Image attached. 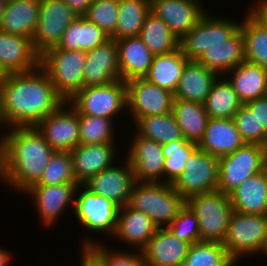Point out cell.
<instances>
[{"mask_svg":"<svg viewBox=\"0 0 267 266\" xmlns=\"http://www.w3.org/2000/svg\"><path fill=\"white\" fill-rule=\"evenodd\" d=\"M63 102L40 65L31 71L7 74L0 86V117L5 129L36 126Z\"/></svg>","mask_w":267,"mask_h":266,"instance_id":"cell-1","label":"cell"},{"mask_svg":"<svg viewBox=\"0 0 267 266\" xmlns=\"http://www.w3.org/2000/svg\"><path fill=\"white\" fill-rule=\"evenodd\" d=\"M6 130L0 181L10 189L25 192L39 181L54 150L35 126Z\"/></svg>","mask_w":267,"mask_h":266,"instance_id":"cell-2","label":"cell"},{"mask_svg":"<svg viewBox=\"0 0 267 266\" xmlns=\"http://www.w3.org/2000/svg\"><path fill=\"white\" fill-rule=\"evenodd\" d=\"M129 205L147 215L158 228H167L185 205V200L168 183L136 182Z\"/></svg>","mask_w":267,"mask_h":266,"instance_id":"cell-3","label":"cell"},{"mask_svg":"<svg viewBox=\"0 0 267 266\" xmlns=\"http://www.w3.org/2000/svg\"><path fill=\"white\" fill-rule=\"evenodd\" d=\"M86 51L49 48L40 56V66L48 74L56 92L70 100L83 88Z\"/></svg>","mask_w":267,"mask_h":266,"instance_id":"cell-4","label":"cell"},{"mask_svg":"<svg viewBox=\"0 0 267 266\" xmlns=\"http://www.w3.org/2000/svg\"><path fill=\"white\" fill-rule=\"evenodd\" d=\"M185 204L199 221L201 241L222 243L233 213L229 195L215 190L191 196Z\"/></svg>","mask_w":267,"mask_h":266,"instance_id":"cell-5","label":"cell"},{"mask_svg":"<svg viewBox=\"0 0 267 266\" xmlns=\"http://www.w3.org/2000/svg\"><path fill=\"white\" fill-rule=\"evenodd\" d=\"M266 239L267 214L254 215L233 211L222 245L227 254L237 263L240 258L247 255L259 252L261 254Z\"/></svg>","mask_w":267,"mask_h":266,"instance_id":"cell-6","label":"cell"},{"mask_svg":"<svg viewBox=\"0 0 267 266\" xmlns=\"http://www.w3.org/2000/svg\"><path fill=\"white\" fill-rule=\"evenodd\" d=\"M267 147L245 144L233 153L218 159L217 190L229 195L247 178L264 170Z\"/></svg>","mask_w":267,"mask_h":266,"instance_id":"cell-7","label":"cell"},{"mask_svg":"<svg viewBox=\"0 0 267 266\" xmlns=\"http://www.w3.org/2000/svg\"><path fill=\"white\" fill-rule=\"evenodd\" d=\"M68 102L78 114L113 120L127 108L126 82L119 79L105 85L83 87Z\"/></svg>","mask_w":267,"mask_h":266,"instance_id":"cell-8","label":"cell"},{"mask_svg":"<svg viewBox=\"0 0 267 266\" xmlns=\"http://www.w3.org/2000/svg\"><path fill=\"white\" fill-rule=\"evenodd\" d=\"M241 22L210 16L206 12L180 40L179 49L188 60H197L211 45L223 44L240 30Z\"/></svg>","mask_w":267,"mask_h":266,"instance_id":"cell-9","label":"cell"},{"mask_svg":"<svg viewBox=\"0 0 267 266\" xmlns=\"http://www.w3.org/2000/svg\"><path fill=\"white\" fill-rule=\"evenodd\" d=\"M218 158L199 147L186 161L181 175L172 184L186 201L189 197L217 190Z\"/></svg>","mask_w":267,"mask_h":266,"instance_id":"cell-10","label":"cell"},{"mask_svg":"<svg viewBox=\"0 0 267 266\" xmlns=\"http://www.w3.org/2000/svg\"><path fill=\"white\" fill-rule=\"evenodd\" d=\"M78 15L63 0H41L38 23L32 38L35 51L41 56L57 46L62 34Z\"/></svg>","mask_w":267,"mask_h":266,"instance_id":"cell-11","label":"cell"},{"mask_svg":"<svg viewBox=\"0 0 267 266\" xmlns=\"http://www.w3.org/2000/svg\"><path fill=\"white\" fill-rule=\"evenodd\" d=\"M127 111L132 121L146 116L162 115L172 111L174 94L145 78L126 81Z\"/></svg>","mask_w":267,"mask_h":266,"instance_id":"cell-12","label":"cell"},{"mask_svg":"<svg viewBox=\"0 0 267 266\" xmlns=\"http://www.w3.org/2000/svg\"><path fill=\"white\" fill-rule=\"evenodd\" d=\"M82 191L75 194L74 209L79 223L91 232L115 234L119 206L112 200L90 192L83 185ZM80 194V195H79Z\"/></svg>","mask_w":267,"mask_h":266,"instance_id":"cell-13","label":"cell"},{"mask_svg":"<svg viewBox=\"0 0 267 266\" xmlns=\"http://www.w3.org/2000/svg\"><path fill=\"white\" fill-rule=\"evenodd\" d=\"M35 127L54 151H70L79 144V114L68 101Z\"/></svg>","mask_w":267,"mask_h":266,"instance_id":"cell-14","label":"cell"},{"mask_svg":"<svg viewBox=\"0 0 267 266\" xmlns=\"http://www.w3.org/2000/svg\"><path fill=\"white\" fill-rule=\"evenodd\" d=\"M123 163L125 165L118 164L104 169L82 185L90 192L112 200L119 207L129 204L133 186L137 181L129 161L125 159Z\"/></svg>","mask_w":267,"mask_h":266,"instance_id":"cell-15","label":"cell"},{"mask_svg":"<svg viewBox=\"0 0 267 266\" xmlns=\"http://www.w3.org/2000/svg\"><path fill=\"white\" fill-rule=\"evenodd\" d=\"M127 160L133 168L137 182L164 183L165 157L162 144L133 134Z\"/></svg>","mask_w":267,"mask_h":266,"instance_id":"cell-16","label":"cell"},{"mask_svg":"<svg viewBox=\"0 0 267 266\" xmlns=\"http://www.w3.org/2000/svg\"><path fill=\"white\" fill-rule=\"evenodd\" d=\"M78 183H65L59 185L34 184L24 193L31 196L38 209L39 218L43 226L49 227L64 214L69 204L74 205L75 194L80 190ZM61 214V215H60Z\"/></svg>","mask_w":267,"mask_h":266,"instance_id":"cell-17","label":"cell"},{"mask_svg":"<svg viewBox=\"0 0 267 266\" xmlns=\"http://www.w3.org/2000/svg\"><path fill=\"white\" fill-rule=\"evenodd\" d=\"M199 0H150V11L180 40L207 12Z\"/></svg>","mask_w":267,"mask_h":266,"instance_id":"cell-18","label":"cell"},{"mask_svg":"<svg viewBox=\"0 0 267 266\" xmlns=\"http://www.w3.org/2000/svg\"><path fill=\"white\" fill-rule=\"evenodd\" d=\"M120 79L116 40L110 38L104 44L86 52L83 68V87L105 85Z\"/></svg>","mask_w":267,"mask_h":266,"instance_id":"cell-19","label":"cell"},{"mask_svg":"<svg viewBox=\"0 0 267 266\" xmlns=\"http://www.w3.org/2000/svg\"><path fill=\"white\" fill-rule=\"evenodd\" d=\"M115 145V143L78 144L70 150L73 173L79 185L104 169L117 164L114 162L115 156H118Z\"/></svg>","mask_w":267,"mask_h":266,"instance_id":"cell-20","label":"cell"},{"mask_svg":"<svg viewBox=\"0 0 267 266\" xmlns=\"http://www.w3.org/2000/svg\"><path fill=\"white\" fill-rule=\"evenodd\" d=\"M39 65L40 55L32 39L0 30V67L6 75L31 71Z\"/></svg>","mask_w":267,"mask_h":266,"instance_id":"cell-21","label":"cell"},{"mask_svg":"<svg viewBox=\"0 0 267 266\" xmlns=\"http://www.w3.org/2000/svg\"><path fill=\"white\" fill-rule=\"evenodd\" d=\"M189 246L168 228L157 229L141 250L144 266H182Z\"/></svg>","mask_w":267,"mask_h":266,"instance_id":"cell-22","label":"cell"},{"mask_svg":"<svg viewBox=\"0 0 267 266\" xmlns=\"http://www.w3.org/2000/svg\"><path fill=\"white\" fill-rule=\"evenodd\" d=\"M245 144L236 129L233 118H209L203 139L199 142L198 147L219 159L233 153Z\"/></svg>","mask_w":267,"mask_h":266,"instance_id":"cell-23","label":"cell"},{"mask_svg":"<svg viewBox=\"0 0 267 266\" xmlns=\"http://www.w3.org/2000/svg\"><path fill=\"white\" fill-rule=\"evenodd\" d=\"M157 229L147 215L127 204L119 207L116 231L111 237H118L141 251Z\"/></svg>","mask_w":267,"mask_h":266,"instance_id":"cell-24","label":"cell"},{"mask_svg":"<svg viewBox=\"0 0 267 266\" xmlns=\"http://www.w3.org/2000/svg\"><path fill=\"white\" fill-rule=\"evenodd\" d=\"M40 3L41 0H7L0 30L32 39L38 23Z\"/></svg>","mask_w":267,"mask_h":266,"instance_id":"cell-25","label":"cell"},{"mask_svg":"<svg viewBox=\"0 0 267 266\" xmlns=\"http://www.w3.org/2000/svg\"><path fill=\"white\" fill-rule=\"evenodd\" d=\"M226 75L242 104L267 95V68L245 60Z\"/></svg>","mask_w":267,"mask_h":266,"instance_id":"cell-26","label":"cell"},{"mask_svg":"<svg viewBox=\"0 0 267 266\" xmlns=\"http://www.w3.org/2000/svg\"><path fill=\"white\" fill-rule=\"evenodd\" d=\"M120 79L144 78L152 64L153 54L139 36L116 40Z\"/></svg>","mask_w":267,"mask_h":266,"instance_id":"cell-27","label":"cell"},{"mask_svg":"<svg viewBox=\"0 0 267 266\" xmlns=\"http://www.w3.org/2000/svg\"><path fill=\"white\" fill-rule=\"evenodd\" d=\"M233 211L243 214H267V174L265 170L247 178L229 194Z\"/></svg>","mask_w":267,"mask_h":266,"instance_id":"cell-28","label":"cell"},{"mask_svg":"<svg viewBox=\"0 0 267 266\" xmlns=\"http://www.w3.org/2000/svg\"><path fill=\"white\" fill-rule=\"evenodd\" d=\"M219 75L197 60H188L184 66L174 99L204 103Z\"/></svg>","mask_w":267,"mask_h":266,"instance_id":"cell-29","label":"cell"},{"mask_svg":"<svg viewBox=\"0 0 267 266\" xmlns=\"http://www.w3.org/2000/svg\"><path fill=\"white\" fill-rule=\"evenodd\" d=\"M197 61L219 76H225V73L245 61L244 37L241 30L223 44L211 45Z\"/></svg>","mask_w":267,"mask_h":266,"instance_id":"cell-30","label":"cell"},{"mask_svg":"<svg viewBox=\"0 0 267 266\" xmlns=\"http://www.w3.org/2000/svg\"><path fill=\"white\" fill-rule=\"evenodd\" d=\"M110 37L85 16H78L62 34L57 48L90 51L104 44Z\"/></svg>","mask_w":267,"mask_h":266,"instance_id":"cell-31","label":"cell"},{"mask_svg":"<svg viewBox=\"0 0 267 266\" xmlns=\"http://www.w3.org/2000/svg\"><path fill=\"white\" fill-rule=\"evenodd\" d=\"M187 61L179 48L168 54L155 55L144 78L174 94Z\"/></svg>","mask_w":267,"mask_h":266,"instance_id":"cell-32","label":"cell"},{"mask_svg":"<svg viewBox=\"0 0 267 266\" xmlns=\"http://www.w3.org/2000/svg\"><path fill=\"white\" fill-rule=\"evenodd\" d=\"M171 112L181 129L183 138L199 144L209 119L204 103L174 99Z\"/></svg>","mask_w":267,"mask_h":266,"instance_id":"cell-33","label":"cell"},{"mask_svg":"<svg viewBox=\"0 0 267 266\" xmlns=\"http://www.w3.org/2000/svg\"><path fill=\"white\" fill-rule=\"evenodd\" d=\"M241 105L237 93L224 76L216 79L204 102L209 118L231 119Z\"/></svg>","mask_w":267,"mask_h":266,"instance_id":"cell-34","label":"cell"},{"mask_svg":"<svg viewBox=\"0 0 267 266\" xmlns=\"http://www.w3.org/2000/svg\"><path fill=\"white\" fill-rule=\"evenodd\" d=\"M150 12V0H119L118 21L112 39L139 36Z\"/></svg>","mask_w":267,"mask_h":266,"instance_id":"cell-35","label":"cell"},{"mask_svg":"<svg viewBox=\"0 0 267 266\" xmlns=\"http://www.w3.org/2000/svg\"><path fill=\"white\" fill-rule=\"evenodd\" d=\"M139 37L154 56L168 54L179 48V39L163 20L151 12L143 23Z\"/></svg>","mask_w":267,"mask_h":266,"instance_id":"cell-36","label":"cell"},{"mask_svg":"<svg viewBox=\"0 0 267 266\" xmlns=\"http://www.w3.org/2000/svg\"><path fill=\"white\" fill-rule=\"evenodd\" d=\"M134 125L137 130L135 132L138 135L154 140L160 144H167L171 141L184 139L172 112L142 117L138 119Z\"/></svg>","mask_w":267,"mask_h":266,"instance_id":"cell-37","label":"cell"},{"mask_svg":"<svg viewBox=\"0 0 267 266\" xmlns=\"http://www.w3.org/2000/svg\"><path fill=\"white\" fill-rule=\"evenodd\" d=\"M240 30L244 37V58L267 68V30L248 11L241 21Z\"/></svg>","mask_w":267,"mask_h":266,"instance_id":"cell-38","label":"cell"},{"mask_svg":"<svg viewBox=\"0 0 267 266\" xmlns=\"http://www.w3.org/2000/svg\"><path fill=\"white\" fill-rule=\"evenodd\" d=\"M236 262L227 254L219 242L201 241L189 246L182 266H235Z\"/></svg>","mask_w":267,"mask_h":266,"instance_id":"cell-39","label":"cell"},{"mask_svg":"<svg viewBox=\"0 0 267 266\" xmlns=\"http://www.w3.org/2000/svg\"><path fill=\"white\" fill-rule=\"evenodd\" d=\"M197 148L198 144L185 139L162 144V150L165 157L164 183L173 184L176 181L183 172L186 161Z\"/></svg>","mask_w":267,"mask_h":266,"instance_id":"cell-40","label":"cell"},{"mask_svg":"<svg viewBox=\"0 0 267 266\" xmlns=\"http://www.w3.org/2000/svg\"><path fill=\"white\" fill-rule=\"evenodd\" d=\"M112 119L79 114V144L115 143Z\"/></svg>","mask_w":267,"mask_h":266,"instance_id":"cell-41","label":"cell"},{"mask_svg":"<svg viewBox=\"0 0 267 266\" xmlns=\"http://www.w3.org/2000/svg\"><path fill=\"white\" fill-rule=\"evenodd\" d=\"M86 237L87 239L82 241V248L86 247L103 266H144L142 252L140 250L137 252L132 251L131 253L130 250L129 252H123L124 250L112 251L106 245H102L100 241H95L92 237L90 239L88 236Z\"/></svg>","mask_w":267,"mask_h":266,"instance_id":"cell-42","label":"cell"},{"mask_svg":"<svg viewBox=\"0 0 267 266\" xmlns=\"http://www.w3.org/2000/svg\"><path fill=\"white\" fill-rule=\"evenodd\" d=\"M77 183L70 151H54L36 184L59 185Z\"/></svg>","mask_w":267,"mask_h":266,"instance_id":"cell-43","label":"cell"},{"mask_svg":"<svg viewBox=\"0 0 267 266\" xmlns=\"http://www.w3.org/2000/svg\"><path fill=\"white\" fill-rule=\"evenodd\" d=\"M236 129L241 134L246 144H257L267 147V131L260 126L254 112L242 104L240 109L233 116Z\"/></svg>","mask_w":267,"mask_h":266,"instance_id":"cell-44","label":"cell"},{"mask_svg":"<svg viewBox=\"0 0 267 266\" xmlns=\"http://www.w3.org/2000/svg\"><path fill=\"white\" fill-rule=\"evenodd\" d=\"M118 7L119 0H95L84 16L112 38L118 21Z\"/></svg>","mask_w":267,"mask_h":266,"instance_id":"cell-45","label":"cell"},{"mask_svg":"<svg viewBox=\"0 0 267 266\" xmlns=\"http://www.w3.org/2000/svg\"><path fill=\"white\" fill-rule=\"evenodd\" d=\"M175 237L190 245L201 242L199 221L192 210L185 204L167 227Z\"/></svg>","mask_w":267,"mask_h":266,"instance_id":"cell-46","label":"cell"},{"mask_svg":"<svg viewBox=\"0 0 267 266\" xmlns=\"http://www.w3.org/2000/svg\"><path fill=\"white\" fill-rule=\"evenodd\" d=\"M246 105L256 115L260 126H264L267 131V95L261 98L254 99Z\"/></svg>","mask_w":267,"mask_h":266,"instance_id":"cell-47","label":"cell"},{"mask_svg":"<svg viewBox=\"0 0 267 266\" xmlns=\"http://www.w3.org/2000/svg\"><path fill=\"white\" fill-rule=\"evenodd\" d=\"M251 7L249 13L267 30V0H257Z\"/></svg>","mask_w":267,"mask_h":266,"instance_id":"cell-48","label":"cell"},{"mask_svg":"<svg viewBox=\"0 0 267 266\" xmlns=\"http://www.w3.org/2000/svg\"><path fill=\"white\" fill-rule=\"evenodd\" d=\"M78 16H84L92 0H63Z\"/></svg>","mask_w":267,"mask_h":266,"instance_id":"cell-49","label":"cell"},{"mask_svg":"<svg viewBox=\"0 0 267 266\" xmlns=\"http://www.w3.org/2000/svg\"><path fill=\"white\" fill-rule=\"evenodd\" d=\"M82 249L83 250L80 253L82 256L80 257L81 266H103V264L86 247H83Z\"/></svg>","mask_w":267,"mask_h":266,"instance_id":"cell-50","label":"cell"},{"mask_svg":"<svg viewBox=\"0 0 267 266\" xmlns=\"http://www.w3.org/2000/svg\"><path fill=\"white\" fill-rule=\"evenodd\" d=\"M12 256L10 255V252H7L6 250H3L0 247V266H7L11 262Z\"/></svg>","mask_w":267,"mask_h":266,"instance_id":"cell-51","label":"cell"},{"mask_svg":"<svg viewBox=\"0 0 267 266\" xmlns=\"http://www.w3.org/2000/svg\"><path fill=\"white\" fill-rule=\"evenodd\" d=\"M4 127L3 123H2V120H1V117H0V130H1V127ZM4 134L5 133H2V135L0 136V149H3V145H4Z\"/></svg>","mask_w":267,"mask_h":266,"instance_id":"cell-52","label":"cell"},{"mask_svg":"<svg viewBox=\"0 0 267 266\" xmlns=\"http://www.w3.org/2000/svg\"><path fill=\"white\" fill-rule=\"evenodd\" d=\"M5 3H6V0H0V21H1L2 14L4 12Z\"/></svg>","mask_w":267,"mask_h":266,"instance_id":"cell-53","label":"cell"},{"mask_svg":"<svg viewBox=\"0 0 267 266\" xmlns=\"http://www.w3.org/2000/svg\"><path fill=\"white\" fill-rule=\"evenodd\" d=\"M5 77H6V74H5V72L0 67V86L3 83Z\"/></svg>","mask_w":267,"mask_h":266,"instance_id":"cell-54","label":"cell"},{"mask_svg":"<svg viewBox=\"0 0 267 266\" xmlns=\"http://www.w3.org/2000/svg\"><path fill=\"white\" fill-rule=\"evenodd\" d=\"M262 254H265V256H267V239H266V243H265V246L262 250Z\"/></svg>","mask_w":267,"mask_h":266,"instance_id":"cell-55","label":"cell"},{"mask_svg":"<svg viewBox=\"0 0 267 266\" xmlns=\"http://www.w3.org/2000/svg\"><path fill=\"white\" fill-rule=\"evenodd\" d=\"M2 149H0V155H1ZM0 179H1V161H0Z\"/></svg>","mask_w":267,"mask_h":266,"instance_id":"cell-56","label":"cell"},{"mask_svg":"<svg viewBox=\"0 0 267 266\" xmlns=\"http://www.w3.org/2000/svg\"><path fill=\"white\" fill-rule=\"evenodd\" d=\"M264 170H265V172L267 174V160H266V163H265V166H264Z\"/></svg>","mask_w":267,"mask_h":266,"instance_id":"cell-57","label":"cell"}]
</instances>
